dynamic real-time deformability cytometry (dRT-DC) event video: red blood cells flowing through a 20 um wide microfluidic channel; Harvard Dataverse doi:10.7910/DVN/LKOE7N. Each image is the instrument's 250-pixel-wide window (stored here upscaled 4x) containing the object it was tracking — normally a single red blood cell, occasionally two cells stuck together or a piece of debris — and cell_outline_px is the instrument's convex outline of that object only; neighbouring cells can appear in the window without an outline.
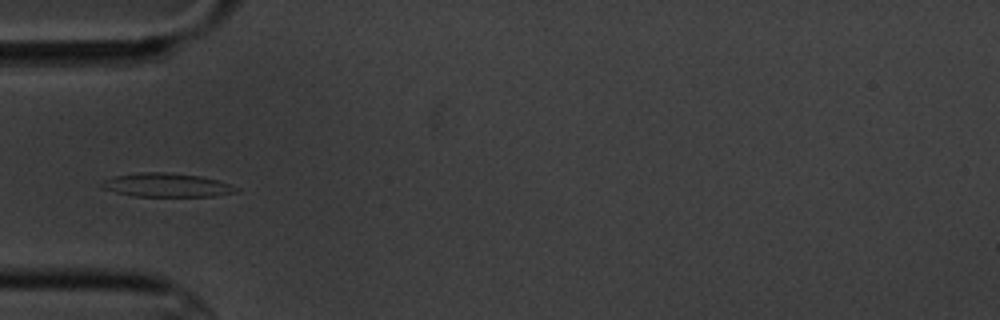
{"species": "common noctule bat (a hibernating species)", "species_latin": "Nyctalus noctula", "temperature_condition": "cold", "stored_images_in_passage": 8, "camera_frame_rate_fps": 3000, "um_per_image_px": 0.085, "animal": {"sex": "male", "body_mass_g": 20.1, "forearm_length_mm": 53.5}, "frame": {"image": 1, "passage_image": 5, "time_ms": 5.667, "image_size_px": [1000, 320], "cell_outline_px": [[240, 192], [212, 196], [132, 196], [116, 192], [104, 188], [96, 184], [104, 180], [116, 176], [140, 172], [172, 172], [200, 176], [216, 180], [240, 188]], "centroid_in_image_um": [14.17, 15.73], "position_along_channel_um": 70.8, "area_um2": 18.61}}
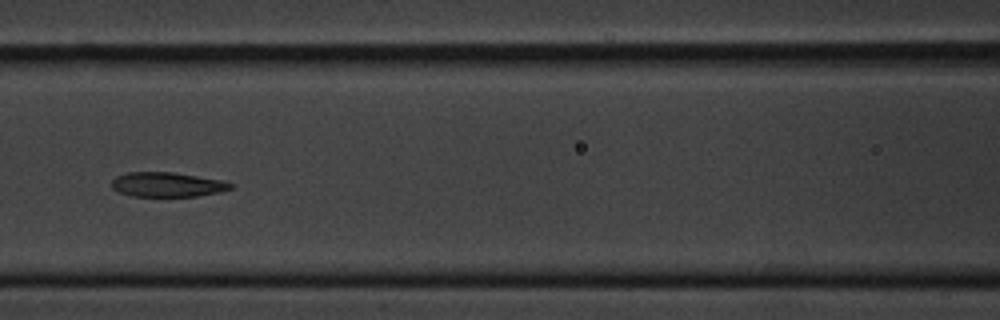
{"frame": {"image": 2, "passage_image": 7, "time_ms": 8.0, "image_size_px": [1000, 320], "cell_outline_px": [[236, 184], [232, 188], [220, 192], [196, 196], [132, 196], [120, 192], [112, 188], [112, 180], [116, 176], [128, 172], [172, 172], [224, 180]], "centroid_in_image_um": [14.26, 15.68], "position_along_channel_um": 152.3, "area_um2": 17.11}}
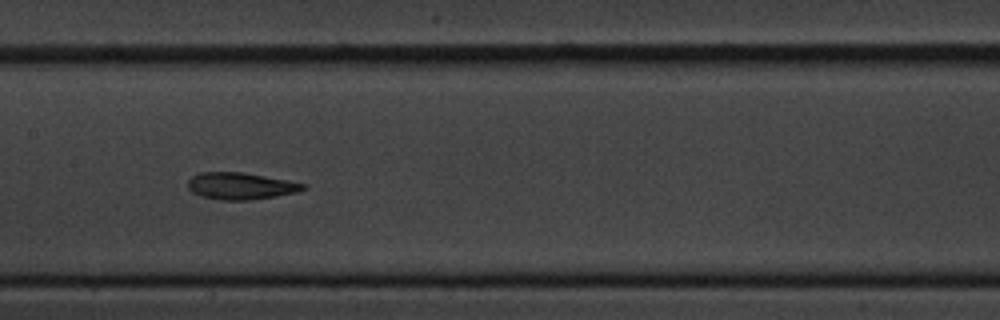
{"frame": {"image": 3, "passage_image": 8, "time_ms": 9.0, "image_size_px": [1000, 320], "cell_outline_px": [[308, 184], [304, 188], [296, 192], [276, 196], [252, 200], [220, 200], [200, 196], [192, 192], [188, 188], [188, 180], [192, 176], [200, 172], [244, 172], [288, 180]], "centroid_in_image_um": [20.44, 15.8], "position_along_channel_um": 187.0, "area_um2": 18.15}}